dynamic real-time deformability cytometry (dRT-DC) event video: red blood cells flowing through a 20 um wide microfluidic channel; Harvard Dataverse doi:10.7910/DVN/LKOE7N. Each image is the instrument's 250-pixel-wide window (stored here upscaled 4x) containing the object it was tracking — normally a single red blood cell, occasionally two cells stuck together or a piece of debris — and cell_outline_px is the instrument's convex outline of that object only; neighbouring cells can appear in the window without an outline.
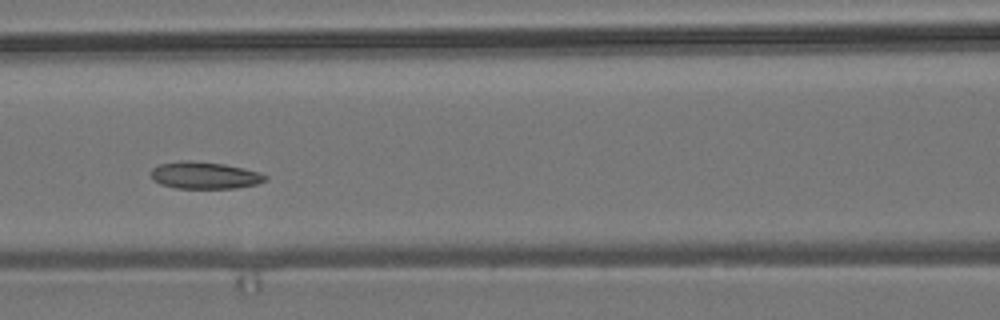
{"species": "common noctule bat (a hibernating species)", "species_latin": "Nyctalus noctula", "temperature_condition": "room temperature", "stored_images_in_passage": 7, "camera_frame_rate_fps": 3000, "um_per_image_px": 0.085, "animal": {"sex": "male", "body_mass_g": 19.2, "forearm_length_mm": 51.8}, "frame": {"image": 1, "passage_image": 6, "time_ms": 5.667, "image_size_px": [1000, 320], "cell_outline_px": [[268, 180], [256, 184], [236, 188], [176, 188], [160, 184], [152, 180], [152, 168], [160, 164], [180, 160], [192, 160], [224, 164], [244, 168], [260, 172], [268, 176]], "centroid_in_image_um": [17.41, 14.9], "position_along_channel_um": 149.2, "area_um2": 18.15}}
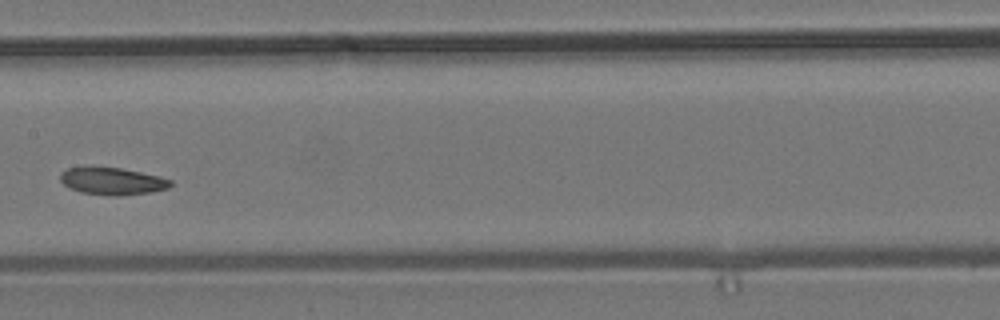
{"frame": {"image": 2, "passage_image": 7, "time_ms": 7.0, "image_size_px": [1000, 320], "cell_outline_px": [[172, 184], [168, 188], [152, 192], [120, 196], [116, 196], [80, 192], [64, 184], [60, 180], [60, 172], [68, 168], [88, 164], [120, 168], [160, 176], [172, 180]], "centroid_in_image_um": [9.51, 15.36], "position_along_channel_um": 197.9, "area_um2": 17.98}}